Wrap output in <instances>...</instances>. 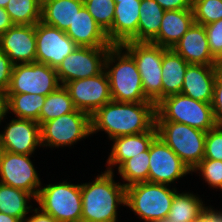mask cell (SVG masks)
I'll return each mask as SVG.
<instances>
[{
    "instance_id": "1",
    "label": "cell",
    "mask_w": 222,
    "mask_h": 222,
    "mask_svg": "<svg viewBox=\"0 0 222 222\" xmlns=\"http://www.w3.org/2000/svg\"><path fill=\"white\" fill-rule=\"evenodd\" d=\"M156 105L151 102L109 101L91 115V134L104 131L109 139L149 131L155 125Z\"/></svg>"
},
{
    "instance_id": "2",
    "label": "cell",
    "mask_w": 222,
    "mask_h": 222,
    "mask_svg": "<svg viewBox=\"0 0 222 222\" xmlns=\"http://www.w3.org/2000/svg\"><path fill=\"white\" fill-rule=\"evenodd\" d=\"M104 171L94 181L81 184V222H117L118 205L125 206L126 187Z\"/></svg>"
},
{
    "instance_id": "3",
    "label": "cell",
    "mask_w": 222,
    "mask_h": 222,
    "mask_svg": "<svg viewBox=\"0 0 222 222\" xmlns=\"http://www.w3.org/2000/svg\"><path fill=\"white\" fill-rule=\"evenodd\" d=\"M115 61L116 64L113 66ZM105 71L109 78L112 100L117 102L149 101L145 97L141 75L135 60L126 50L124 51L121 45H113L109 49L105 59Z\"/></svg>"
},
{
    "instance_id": "4",
    "label": "cell",
    "mask_w": 222,
    "mask_h": 222,
    "mask_svg": "<svg viewBox=\"0 0 222 222\" xmlns=\"http://www.w3.org/2000/svg\"><path fill=\"white\" fill-rule=\"evenodd\" d=\"M155 121H173L204 132L217 126L211 103L181 93L168 96L156 105Z\"/></svg>"
},
{
    "instance_id": "5",
    "label": "cell",
    "mask_w": 222,
    "mask_h": 222,
    "mask_svg": "<svg viewBox=\"0 0 222 222\" xmlns=\"http://www.w3.org/2000/svg\"><path fill=\"white\" fill-rule=\"evenodd\" d=\"M167 184L141 182L126 187L125 206L145 222H159L167 218L176 188Z\"/></svg>"
},
{
    "instance_id": "6",
    "label": "cell",
    "mask_w": 222,
    "mask_h": 222,
    "mask_svg": "<svg viewBox=\"0 0 222 222\" xmlns=\"http://www.w3.org/2000/svg\"><path fill=\"white\" fill-rule=\"evenodd\" d=\"M158 136L192 171L204 158L206 132L173 121H155Z\"/></svg>"
},
{
    "instance_id": "7",
    "label": "cell",
    "mask_w": 222,
    "mask_h": 222,
    "mask_svg": "<svg viewBox=\"0 0 222 222\" xmlns=\"http://www.w3.org/2000/svg\"><path fill=\"white\" fill-rule=\"evenodd\" d=\"M43 212L58 222H81V184H48L41 187L35 200Z\"/></svg>"
},
{
    "instance_id": "8",
    "label": "cell",
    "mask_w": 222,
    "mask_h": 222,
    "mask_svg": "<svg viewBox=\"0 0 222 222\" xmlns=\"http://www.w3.org/2000/svg\"><path fill=\"white\" fill-rule=\"evenodd\" d=\"M135 60L145 97L157 105L162 100L163 47L151 42L128 41L121 45Z\"/></svg>"
},
{
    "instance_id": "9",
    "label": "cell",
    "mask_w": 222,
    "mask_h": 222,
    "mask_svg": "<svg viewBox=\"0 0 222 222\" xmlns=\"http://www.w3.org/2000/svg\"><path fill=\"white\" fill-rule=\"evenodd\" d=\"M41 146L64 147L91 135V116L81 110L63 114L40 126ZM77 141V142H76Z\"/></svg>"
},
{
    "instance_id": "10",
    "label": "cell",
    "mask_w": 222,
    "mask_h": 222,
    "mask_svg": "<svg viewBox=\"0 0 222 222\" xmlns=\"http://www.w3.org/2000/svg\"><path fill=\"white\" fill-rule=\"evenodd\" d=\"M60 85L56 69L46 64L39 62L15 64L6 94L33 93L47 96Z\"/></svg>"
},
{
    "instance_id": "11",
    "label": "cell",
    "mask_w": 222,
    "mask_h": 222,
    "mask_svg": "<svg viewBox=\"0 0 222 222\" xmlns=\"http://www.w3.org/2000/svg\"><path fill=\"white\" fill-rule=\"evenodd\" d=\"M111 47L77 46L56 68L61 85L92 77L105 70V59Z\"/></svg>"
},
{
    "instance_id": "12",
    "label": "cell",
    "mask_w": 222,
    "mask_h": 222,
    "mask_svg": "<svg viewBox=\"0 0 222 222\" xmlns=\"http://www.w3.org/2000/svg\"><path fill=\"white\" fill-rule=\"evenodd\" d=\"M64 87L68 90L76 109L90 116L112 100L109 78L105 70L92 77L70 81Z\"/></svg>"
},
{
    "instance_id": "13",
    "label": "cell",
    "mask_w": 222,
    "mask_h": 222,
    "mask_svg": "<svg viewBox=\"0 0 222 222\" xmlns=\"http://www.w3.org/2000/svg\"><path fill=\"white\" fill-rule=\"evenodd\" d=\"M148 182L171 184L192 172L178 155L157 136L149 147Z\"/></svg>"
},
{
    "instance_id": "14",
    "label": "cell",
    "mask_w": 222,
    "mask_h": 222,
    "mask_svg": "<svg viewBox=\"0 0 222 222\" xmlns=\"http://www.w3.org/2000/svg\"><path fill=\"white\" fill-rule=\"evenodd\" d=\"M35 36L36 62L54 69L77 47L65 31L42 21L35 24Z\"/></svg>"
},
{
    "instance_id": "15",
    "label": "cell",
    "mask_w": 222,
    "mask_h": 222,
    "mask_svg": "<svg viewBox=\"0 0 222 222\" xmlns=\"http://www.w3.org/2000/svg\"><path fill=\"white\" fill-rule=\"evenodd\" d=\"M29 156L3 151L0 159V183L25 190L37 198L41 181Z\"/></svg>"
},
{
    "instance_id": "16",
    "label": "cell",
    "mask_w": 222,
    "mask_h": 222,
    "mask_svg": "<svg viewBox=\"0 0 222 222\" xmlns=\"http://www.w3.org/2000/svg\"><path fill=\"white\" fill-rule=\"evenodd\" d=\"M3 151L32 155L41 146L40 124L31 119H12L0 133Z\"/></svg>"
},
{
    "instance_id": "17",
    "label": "cell",
    "mask_w": 222,
    "mask_h": 222,
    "mask_svg": "<svg viewBox=\"0 0 222 222\" xmlns=\"http://www.w3.org/2000/svg\"><path fill=\"white\" fill-rule=\"evenodd\" d=\"M0 48L14 65L36 62L35 25H13L0 35Z\"/></svg>"
},
{
    "instance_id": "18",
    "label": "cell",
    "mask_w": 222,
    "mask_h": 222,
    "mask_svg": "<svg viewBox=\"0 0 222 222\" xmlns=\"http://www.w3.org/2000/svg\"><path fill=\"white\" fill-rule=\"evenodd\" d=\"M141 0H117L112 27L106 32L112 45L138 42V23Z\"/></svg>"
},
{
    "instance_id": "19",
    "label": "cell",
    "mask_w": 222,
    "mask_h": 222,
    "mask_svg": "<svg viewBox=\"0 0 222 222\" xmlns=\"http://www.w3.org/2000/svg\"><path fill=\"white\" fill-rule=\"evenodd\" d=\"M172 49L189 64L218 65L210 52L204 25L193 23Z\"/></svg>"
},
{
    "instance_id": "20",
    "label": "cell",
    "mask_w": 222,
    "mask_h": 222,
    "mask_svg": "<svg viewBox=\"0 0 222 222\" xmlns=\"http://www.w3.org/2000/svg\"><path fill=\"white\" fill-rule=\"evenodd\" d=\"M218 65L189 64L181 94L205 103H212Z\"/></svg>"
},
{
    "instance_id": "21",
    "label": "cell",
    "mask_w": 222,
    "mask_h": 222,
    "mask_svg": "<svg viewBox=\"0 0 222 222\" xmlns=\"http://www.w3.org/2000/svg\"><path fill=\"white\" fill-rule=\"evenodd\" d=\"M157 136V128L154 125L147 132L113 138L111 153L107 159L109 167L106 171L113 172L114 165H118L119 168L126 160L148 150Z\"/></svg>"
},
{
    "instance_id": "22",
    "label": "cell",
    "mask_w": 222,
    "mask_h": 222,
    "mask_svg": "<svg viewBox=\"0 0 222 222\" xmlns=\"http://www.w3.org/2000/svg\"><path fill=\"white\" fill-rule=\"evenodd\" d=\"M65 33L82 47H112L104 30L83 6Z\"/></svg>"
},
{
    "instance_id": "23",
    "label": "cell",
    "mask_w": 222,
    "mask_h": 222,
    "mask_svg": "<svg viewBox=\"0 0 222 222\" xmlns=\"http://www.w3.org/2000/svg\"><path fill=\"white\" fill-rule=\"evenodd\" d=\"M194 23L192 9L165 11L158 36L151 42L165 48H172Z\"/></svg>"
},
{
    "instance_id": "24",
    "label": "cell",
    "mask_w": 222,
    "mask_h": 222,
    "mask_svg": "<svg viewBox=\"0 0 222 222\" xmlns=\"http://www.w3.org/2000/svg\"><path fill=\"white\" fill-rule=\"evenodd\" d=\"M188 65L172 48L163 47L162 99L181 93Z\"/></svg>"
},
{
    "instance_id": "25",
    "label": "cell",
    "mask_w": 222,
    "mask_h": 222,
    "mask_svg": "<svg viewBox=\"0 0 222 222\" xmlns=\"http://www.w3.org/2000/svg\"><path fill=\"white\" fill-rule=\"evenodd\" d=\"M83 6V0H42L41 21L66 31Z\"/></svg>"
},
{
    "instance_id": "26",
    "label": "cell",
    "mask_w": 222,
    "mask_h": 222,
    "mask_svg": "<svg viewBox=\"0 0 222 222\" xmlns=\"http://www.w3.org/2000/svg\"><path fill=\"white\" fill-rule=\"evenodd\" d=\"M138 42H152L159 33L165 10L155 0H141Z\"/></svg>"
},
{
    "instance_id": "27",
    "label": "cell",
    "mask_w": 222,
    "mask_h": 222,
    "mask_svg": "<svg viewBox=\"0 0 222 222\" xmlns=\"http://www.w3.org/2000/svg\"><path fill=\"white\" fill-rule=\"evenodd\" d=\"M205 208L202 199L193 193L176 192L168 217L159 222H193Z\"/></svg>"
},
{
    "instance_id": "28",
    "label": "cell",
    "mask_w": 222,
    "mask_h": 222,
    "mask_svg": "<svg viewBox=\"0 0 222 222\" xmlns=\"http://www.w3.org/2000/svg\"><path fill=\"white\" fill-rule=\"evenodd\" d=\"M36 198L29 192L0 183V212L24 220L31 205L29 200Z\"/></svg>"
},
{
    "instance_id": "29",
    "label": "cell",
    "mask_w": 222,
    "mask_h": 222,
    "mask_svg": "<svg viewBox=\"0 0 222 222\" xmlns=\"http://www.w3.org/2000/svg\"><path fill=\"white\" fill-rule=\"evenodd\" d=\"M7 113L13 112L18 119H31L40 124V111L46 100V96L22 93L6 94Z\"/></svg>"
},
{
    "instance_id": "30",
    "label": "cell",
    "mask_w": 222,
    "mask_h": 222,
    "mask_svg": "<svg viewBox=\"0 0 222 222\" xmlns=\"http://www.w3.org/2000/svg\"><path fill=\"white\" fill-rule=\"evenodd\" d=\"M75 110L76 107L70 98L68 90L63 85H60L55 91L46 96L40 111V126L44 122L51 121Z\"/></svg>"
},
{
    "instance_id": "31",
    "label": "cell",
    "mask_w": 222,
    "mask_h": 222,
    "mask_svg": "<svg viewBox=\"0 0 222 222\" xmlns=\"http://www.w3.org/2000/svg\"><path fill=\"white\" fill-rule=\"evenodd\" d=\"M42 0H9L5 7L14 25H35L41 21Z\"/></svg>"
},
{
    "instance_id": "32",
    "label": "cell",
    "mask_w": 222,
    "mask_h": 222,
    "mask_svg": "<svg viewBox=\"0 0 222 222\" xmlns=\"http://www.w3.org/2000/svg\"><path fill=\"white\" fill-rule=\"evenodd\" d=\"M149 158L150 155L148 149L126 160L118 168V174H120L124 182H127L123 184L125 187L136 183L148 182Z\"/></svg>"
},
{
    "instance_id": "33",
    "label": "cell",
    "mask_w": 222,
    "mask_h": 222,
    "mask_svg": "<svg viewBox=\"0 0 222 222\" xmlns=\"http://www.w3.org/2000/svg\"><path fill=\"white\" fill-rule=\"evenodd\" d=\"M83 5L105 33L112 27L114 0H83Z\"/></svg>"
},
{
    "instance_id": "34",
    "label": "cell",
    "mask_w": 222,
    "mask_h": 222,
    "mask_svg": "<svg viewBox=\"0 0 222 222\" xmlns=\"http://www.w3.org/2000/svg\"><path fill=\"white\" fill-rule=\"evenodd\" d=\"M192 11L194 23L211 24L222 19V0H195Z\"/></svg>"
},
{
    "instance_id": "35",
    "label": "cell",
    "mask_w": 222,
    "mask_h": 222,
    "mask_svg": "<svg viewBox=\"0 0 222 222\" xmlns=\"http://www.w3.org/2000/svg\"><path fill=\"white\" fill-rule=\"evenodd\" d=\"M199 171L201 176L213 188H219L222 184V161L213 159H202V161L192 170Z\"/></svg>"
},
{
    "instance_id": "36",
    "label": "cell",
    "mask_w": 222,
    "mask_h": 222,
    "mask_svg": "<svg viewBox=\"0 0 222 222\" xmlns=\"http://www.w3.org/2000/svg\"><path fill=\"white\" fill-rule=\"evenodd\" d=\"M222 161V126L206 132L204 158Z\"/></svg>"
},
{
    "instance_id": "37",
    "label": "cell",
    "mask_w": 222,
    "mask_h": 222,
    "mask_svg": "<svg viewBox=\"0 0 222 222\" xmlns=\"http://www.w3.org/2000/svg\"><path fill=\"white\" fill-rule=\"evenodd\" d=\"M212 56L219 62L222 59V19L204 25Z\"/></svg>"
},
{
    "instance_id": "38",
    "label": "cell",
    "mask_w": 222,
    "mask_h": 222,
    "mask_svg": "<svg viewBox=\"0 0 222 222\" xmlns=\"http://www.w3.org/2000/svg\"><path fill=\"white\" fill-rule=\"evenodd\" d=\"M212 108L217 125L222 126V69L216 75L213 91Z\"/></svg>"
},
{
    "instance_id": "39",
    "label": "cell",
    "mask_w": 222,
    "mask_h": 222,
    "mask_svg": "<svg viewBox=\"0 0 222 222\" xmlns=\"http://www.w3.org/2000/svg\"><path fill=\"white\" fill-rule=\"evenodd\" d=\"M14 64L9 57L0 48V91L7 92L10 82Z\"/></svg>"
},
{
    "instance_id": "40",
    "label": "cell",
    "mask_w": 222,
    "mask_h": 222,
    "mask_svg": "<svg viewBox=\"0 0 222 222\" xmlns=\"http://www.w3.org/2000/svg\"><path fill=\"white\" fill-rule=\"evenodd\" d=\"M165 11L192 9L190 0H155Z\"/></svg>"
},
{
    "instance_id": "41",
    "label": "cell",
    "mask_w": 222,
    "mask_h": 222,
    "mask_svg": "<svg viewBox=\"0 0 222 222\" xmlns=\"http://www.w3.org/2000/svg\"><path fill=\"white\" fill-rule=\"evenodd\" d=\"M193 222H222V212L207 206Z\"/></svg>"
},
{
    "instance_id": "42",
    "label": "cell",
    "mask_w": 222,
    "mask_h": 222,
    "mask_svg": "<svg viewBox=\"0 0 222 222\" xmlns=\"http://www.w3.org/2000/svg\"><path fill=\"white\" fill-rule=\"evenodd\" d=\"M32 211L35 212V215L25 217L23 222H58L51 215L43 212L41 209L39 210V208H35Z\"/></svg>"
},
{
    "instance_id": "43",
    "label": "cell",
    "mask_w": 222,
    "mask_h": 222,
    "mask_svg": "<svg viewBox=\"0 0 222 222\" xmlns=\"http://www.w3.org/2000/svg\"><path fill=\"white\" fill-rule=\"evenodd\" d=\"M14 24L12 23L8 12L5 8L0 7V35L7 31Z\"/></svg>"
},
{
    "instance_id": "44",
    "label": "cell",
    "mask_w": 222,
    "mask_h": 222,
    "mask_svg": "<svg viewBox=\"0 0 222 222\" xmlns=\"http://www.w3.org/2000/svg\"><path fill=\"white\" fill-rule=\"evenodd\" d=\"M5 115H7V96L5 92L0 91V123Z\"/></svg>"
},
{
    "instance_id": "45",
    "label": "cell",
    "mask_w": 222,
    "mask_h": 222,
    "mask_svg": "<svg viewBox=\"0 0 222 222\" xmlns=\"http://www.w3.org/2000/svg\"><path fill=\"white\" fill-rule=\"evenodd\" d=\"M0 222H23V221L14 216L0 212Z\"/></svg>"
},
{
    "instance_id": "46",
    "label": "cell",
    "mask_w": 222,
    "mask_h": 222,
    "mask_svg": "<svg viewBox=\"0 0 222 222\" xmlns=\"http://www.w3.org/2000/svg\"><path fill=\"white\" fill-rule=\"evenodd\" d=\"M9 0H0V7L5 8L6 5L8 4Z\"/></svg>"
},
{
    "instance_id": "47",
    "label": "cell",
    "mask_w": 222,
    "mask_h": 222,
    "mask_svg": "<svg viewBox=\"0 0 222 222\" xmlns=\"http://www.w3.org/2000/svg\"><path fill=\"white\" fill-rule=\"evenodd\" d=\"M218 67L222 69V59L218 62Z\"/></svg>"
},
{
    "instance_id": "48",
    "label": "cell",
    "mask_w": 222,
    "mask_h": 222,
    "mask_svg": "<svg viewBox=\"0 0 222 222\" xmlns=\"http://www.w3.org/2000/svg\"><path fill=\"white\" fill-rule=\"evenodd\" d=\"M2 153H3V149L0 146V159H1Z\"/></svg>"
}]
</instances>
